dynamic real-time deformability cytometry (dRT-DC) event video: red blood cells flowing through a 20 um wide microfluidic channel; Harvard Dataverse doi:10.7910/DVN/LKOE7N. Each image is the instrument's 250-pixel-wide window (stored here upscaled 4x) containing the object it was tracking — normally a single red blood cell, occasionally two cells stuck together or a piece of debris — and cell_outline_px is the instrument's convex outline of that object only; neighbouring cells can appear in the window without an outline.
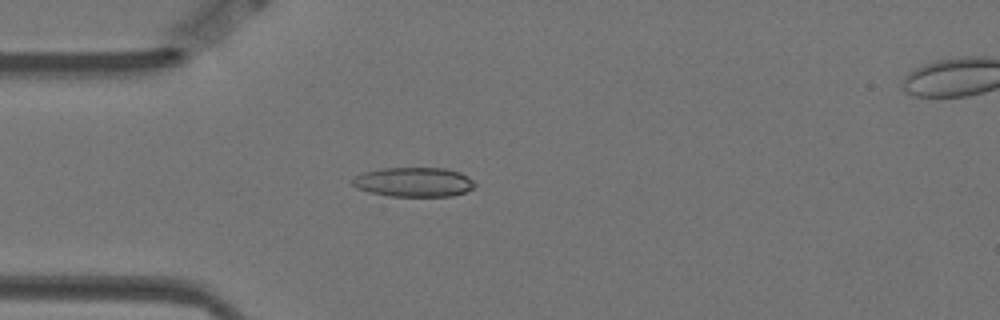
{"species": "Egyptian fruit bat (a non-hibernating species)", "species_latin": "Rousettus aegyptiacus", "temperature_condition": "warm", "stored_images_in_passage": 28, "camera_frame_rate_fps": 3000, "um_per_image_px": 0.085, "animal": {"sex": "female"}, "frame": {"image": 1, "passage_image": 8, "time_ms": 2.333, "image_size_px": [1000, 320], "cell_outline_px": [[476, 184], [472, 188], [464, 192], [452, 196], [388, 196], [368, 192], [356, 188], [352, 184], [352, 180], [356, 176], [364, 172], [384, 168], [444, 168], [460, 172], [468, 176]], "centroid_in_image_um": [35.16, 15.48], "position_along_channel_um": 49.8, "area_um2": 20.98}}
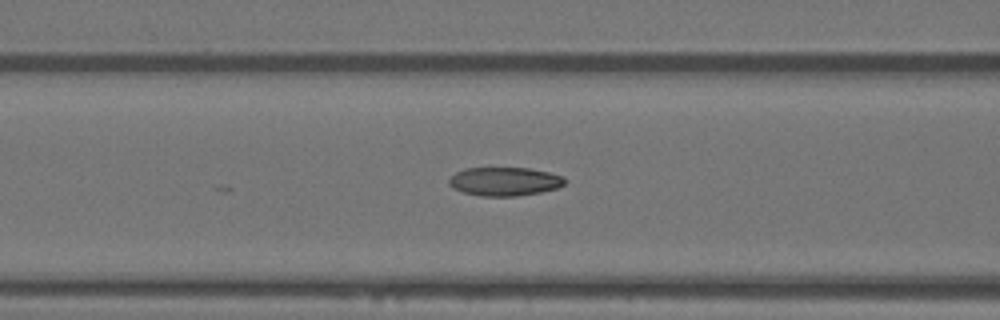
{"frame": {"image": 2, "passage_image": 15, "time_ms": 4.667, "image_size_px": [1000, 320], "cell_outline_px": [[568, 180], [564, 184], [556, 188], [540, 192], [516, 196], [480, 196], [464, 192], [452, 188], [448, 184], [448, 180], [456, 172], [464, 168], [528, 168], [548, 172], [564, 176]], "centroid_in_image_um": [42.89, 15.42], "position_along_channel_um": 123.7, "area_um2": 19.36}}
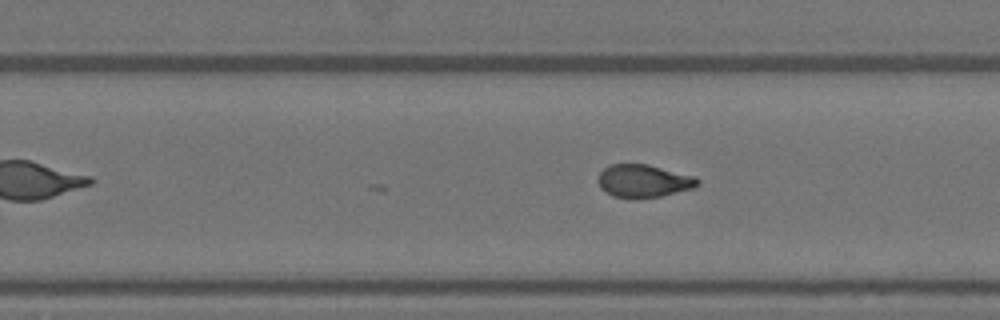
{"frame": {"image": 3, "passage_image": 28, "time_ms": 9.0, "image_size_px": [1000, 320], "cell_outline_px": [[700, 184], [692, 188], [660, 196], [636, 200], [612, 196], [600, 188], [596, 180], [600, 172], [608, 164], [648, 164], [696, 176], [700, 180]], "centroid_in_image_um": [54.67, 15.39], "position_along_channel_um": 275.1, "area_um2": 19.48}}